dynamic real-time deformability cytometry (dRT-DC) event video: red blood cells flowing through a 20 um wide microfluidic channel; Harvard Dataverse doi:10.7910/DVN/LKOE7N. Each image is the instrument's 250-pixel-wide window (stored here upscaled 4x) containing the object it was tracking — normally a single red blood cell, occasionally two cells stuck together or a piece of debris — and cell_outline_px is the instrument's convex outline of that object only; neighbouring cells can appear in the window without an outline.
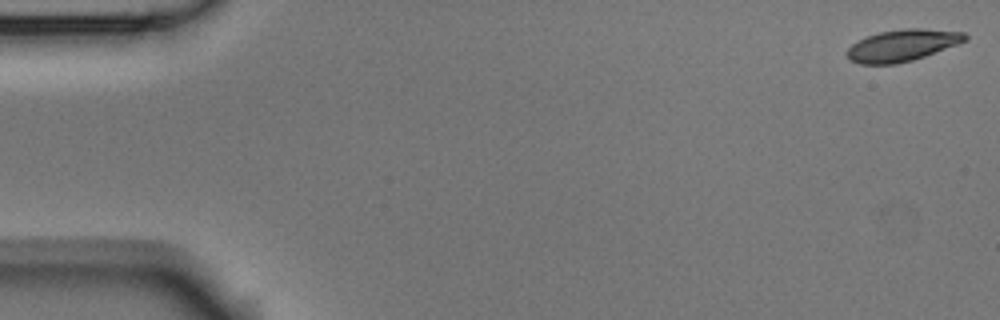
{"species": "Egyptian fruit bat (a non-hibernating species)", "species_latin": "Rousettus aegyptiacus", "temperature_condition": "room temperature", "stored_images_in_passage": 8, "camera_frame_rate_fps": 3000, "um_per_image_px": 0.085, "animal": {"sex": "male"}, "frame": {"image": 1, "passage_image": 1, "time_ms": 0.0, "image_size_px": [1000, 320], "cell_outline_px": [[968, 40], [924, 56], [912, 60], [896, 64], [860, 64], [852, 60], [844, 52], [852, 44], [868, 36], [880, 32], [904, 28], [920, 28], [964, 32], [968, 36]], "centroid_in_image_um": [76.7, 3.85], "position_along_channel_um": 8.3, "area_um2": 21.62}}
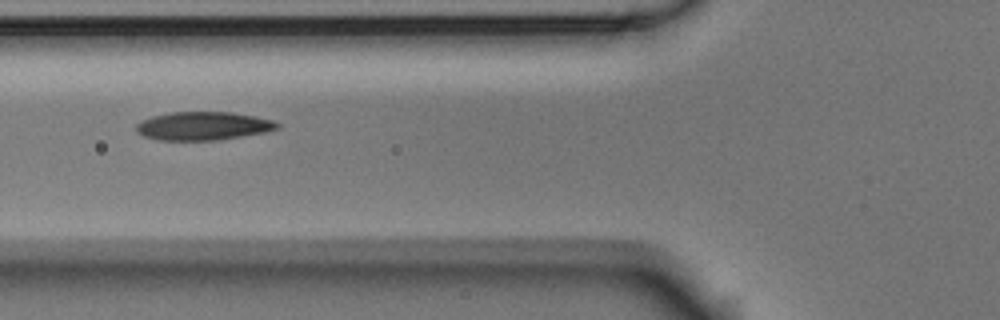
{"frame": {"image": 2, "passage_image": 6, "time_ms": 1.667, "image_size_px": [1000, 320], "cell_outline_px": [[280, 128], [268, 132], [216, 140], [160, 140], [144, 136], [136, 132], [136, 124], [140, 120], [152, 116], [168, 112], [232, 112], [256, 116], [272, 120], [280, 124]], "centroid_in_image_um": [17.27, 10.7], "position_along_channel_um": 108.5, "area_um2": 23.52}}
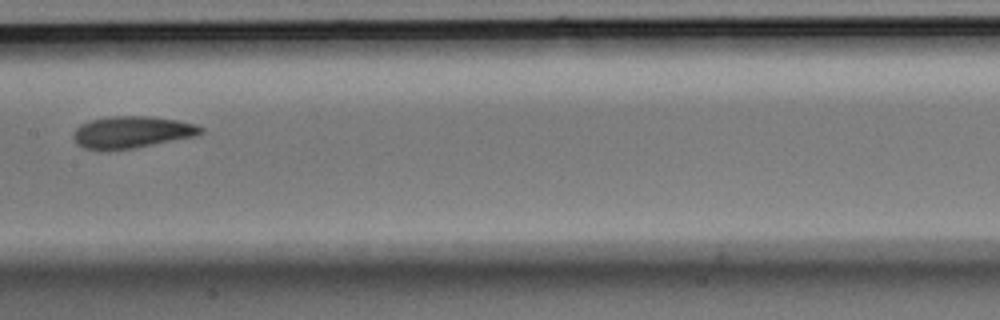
{"frame": {"image": 3, "passage_image": 8, "time_ms": 2.333, "image_size_px": [1000, 320], "cell_outline_px": [[204, 132], [196, 136], [132, 148], [100, 152], [84, 148], [72, 136], [76, 128], [80, 124], [92, 120], [108, 116], [152, 116], [176, 120], [196, 124], [204, 128]], "centroid_in_image_um": [11.2, 11.24], "position_along_channel_um": 196.2, "area_um2": 23.81}}